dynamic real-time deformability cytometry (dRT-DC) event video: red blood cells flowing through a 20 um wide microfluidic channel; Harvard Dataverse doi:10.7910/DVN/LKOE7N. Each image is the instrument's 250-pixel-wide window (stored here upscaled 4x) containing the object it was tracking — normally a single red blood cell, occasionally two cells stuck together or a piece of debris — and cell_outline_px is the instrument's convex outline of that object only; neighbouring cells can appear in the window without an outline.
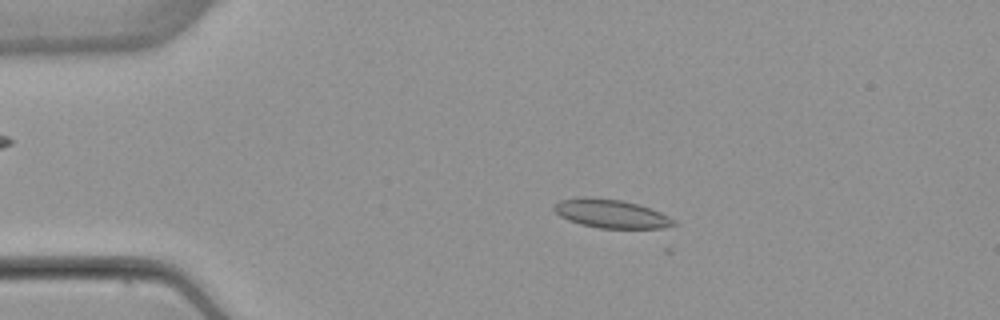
{"species": "common noctule bat (a hibernating species)", "species_latin": "Nyctalus noctula", "temperature_condition": "warm", "stored_images_in_passage": 3, "camera_frame_rate_fps": 3000, "um_per_image_px": 0.085, "animal": {"sex": "female", "body_mass_g": 22.7, "forearm_length_mm": 54.2}, "frame": {"image": 1, "passage_image": 1, "time_ms": 0.0, "image_size_px": [1000, 320], "cell_outline_px": [[676, 224], [664, 228], [600, 228], [580, 224], [568, 220], [560, 216], [552, 208], [560, 200], [580, 196], [588, 196], [624, 200], [640, 204], [652, 208], [676, 220]], "centroid_in_image_um": [51.95, 18.14], "position_along_channel_um": 33.1, "area_um2": 20.23}}